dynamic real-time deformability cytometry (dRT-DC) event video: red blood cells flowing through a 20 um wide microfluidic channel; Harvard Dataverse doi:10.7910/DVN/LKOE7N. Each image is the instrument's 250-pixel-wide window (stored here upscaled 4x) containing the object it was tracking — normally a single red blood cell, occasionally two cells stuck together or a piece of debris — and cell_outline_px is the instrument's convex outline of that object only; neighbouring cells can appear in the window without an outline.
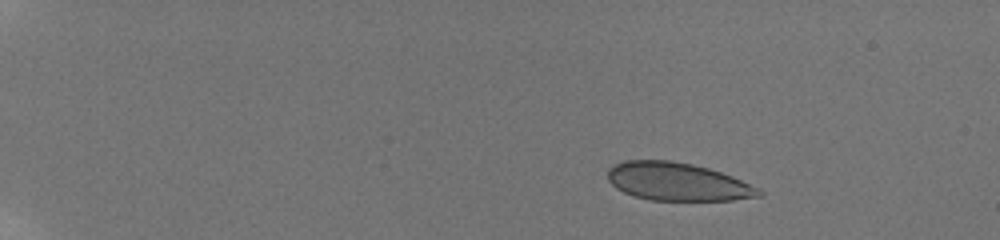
{"species": "human", "species_latin": "Homo sapiens", "temperature_condition": "room temperature", "stored_images_in_passage": 48, "camera_frame_rate_fps": 3000, "um_per_image_px": 0.085, "donor": {"sex": "male"}, "frame": {"image": 1, "passage_image": 1, "time_ms": 0.0, "image_size_px": [1000, 240], "cell_outline_px": [[764, 196], [732, 200], [652, 200], [636, 196], [624, 192], [616, 188], [608, 180], [608, 168], [624, 160], [672, 160], [692, 164], [708, 168], [732, 176], [760, 188], [764, 192]], "centroid_in_image_um": [57.62, 15.44], "position_along_channel_um": 27.4, "area_um2": 33.52}}
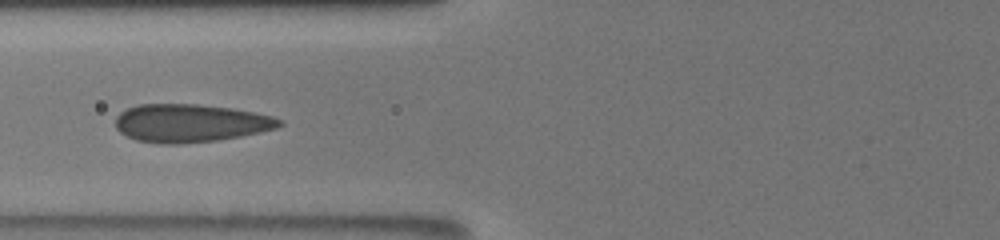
{"frame": {"image": 2, "passage_image": 18, "time_ms": 5.667, "image_size_px": [1000, 240], "cell_outline_px": [[284, 124], [276, 128], [260, 132], [240, 136], [216, 140], [180, 144], [160, 144], [136, 140], [120, 132], [116, 128], [116, 116], [120, 112], [128, 108], [140, 104], [200, 104], [232, 108], [256, 112], [272, 116], [284, 120]], "centroid_in_image_um": [16.2, 10.46], "position_along_channel_um": 109.6, "area_um2": 36.53}}
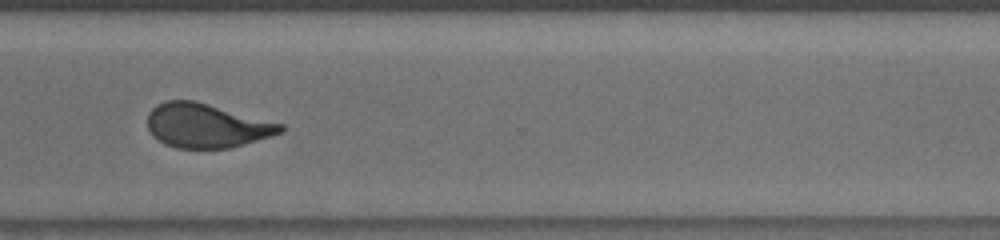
{"frame": {"image": 3, "passage_image": 37, "time_ms": 12.0, "image_size_px": [1000, 240], "cell_outline_px": [[284, 132], [272, 136], [228, 148], [176, 148], [164, 144], [152, 136], [148, 128], [148, 112], [156, 104], [168, 100], [196, 100], [284, 124]], "centroid_in_image_um": [17.55, 10.67], "position_along_channel_um": 353.1, "area_um2": 34.45}}